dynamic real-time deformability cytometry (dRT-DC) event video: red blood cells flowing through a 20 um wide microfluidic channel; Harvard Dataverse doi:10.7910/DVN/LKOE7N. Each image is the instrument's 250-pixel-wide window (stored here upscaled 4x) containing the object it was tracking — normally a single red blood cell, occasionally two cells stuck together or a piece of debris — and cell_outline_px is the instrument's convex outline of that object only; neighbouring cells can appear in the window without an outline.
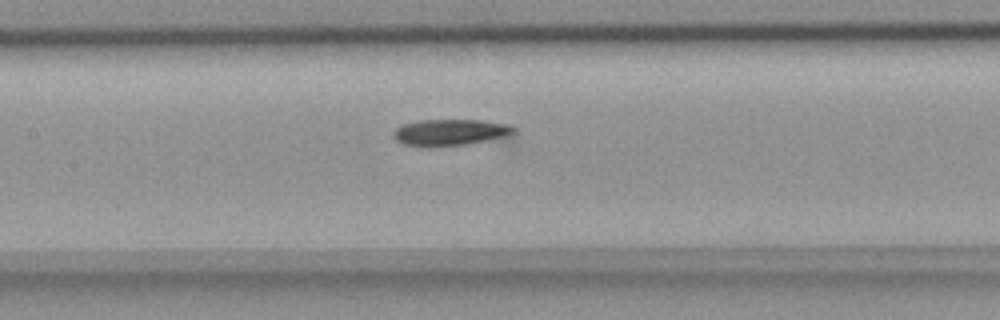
{"species": "common noctule bat (a hibernating species)", "species_latin": "Nyctalus noctula", "temperature_condition": "room temperature", "stored_images_in_passage": 58, "camera_frame_rate_fps": 3000, "um_per_image_px": 0.085, "animal": {"sex": "female", "body_mass_g": 18.4}, "frame": {"image": 1, "passage_image": 29, "time_ms": 9.333, "image_size_px": [1000, 320], "cell_outline_px": [[516, 132], [512, 140], [432, 148], [404, 144], [396, 140], [392, 136], [392, 132], [400, 124], [416, 120], [480, 120], [508, 124], [516, 128]], "centroid_in_image_um": [38.42, 11.29], "position_along_channel_um": 169.0, "area_um2": 19.94}}